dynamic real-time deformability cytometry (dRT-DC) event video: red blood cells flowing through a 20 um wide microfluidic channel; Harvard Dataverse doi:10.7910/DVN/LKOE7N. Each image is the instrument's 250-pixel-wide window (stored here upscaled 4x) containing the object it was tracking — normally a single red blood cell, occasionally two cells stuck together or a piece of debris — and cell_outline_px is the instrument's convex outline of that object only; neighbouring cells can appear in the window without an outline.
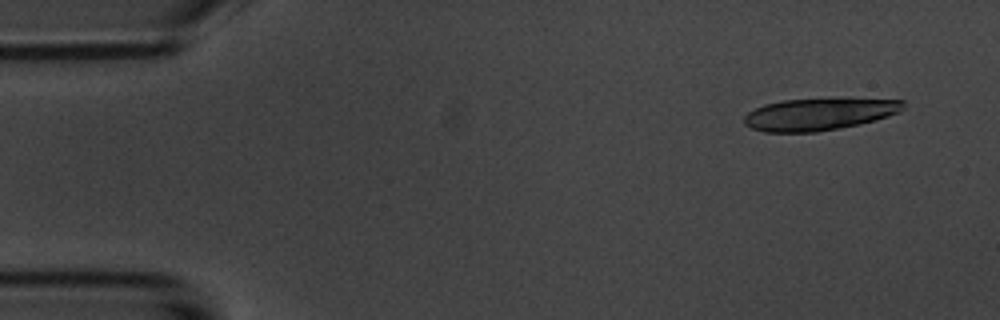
{"species": "common noctule bat (a hibernating species)", "species_latin": "Nyctalus noctula", "temperature_condition": "room temperature", "stored_images_in_passage": 6, "camera_frame_rate_fps": 3000, "um_per_image_px": 0.085, "animal": {"sex": "male", "body_mass_g": 20.1, "forearm_length_mm": 53.5}, "frame": {"image": 1, "passage_image": 2, "time_ms": 1.0, "image_size_px": [1000, 320], "cell_outline_px": [[904, 108], [900, 112], [876, 120], [860, 124], [840, 128], [816, 132], [764, 132], [752, 128], [744, 124], [744, 116], [748, 112], [764, 104], [784, 100], [904, 100]], "centroid_in_image_um": [69.58, 9.74], "position_along_channel_um": 15.4, "area_um2": 29.07}}
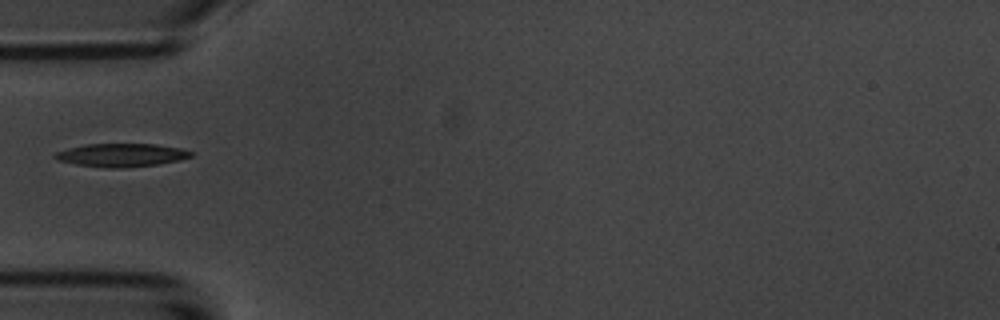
{"frame": {"image": 2, "passage_image": 6, "time_ms": 5.667, "image_size_px": [1000, 320], "cell_outline_px": [[196, 152], [192, 156], [180, 160], [156, 164], [120, 168], [108, 168], [76, 164], [60, 160], [52, 156], [56, 152], [68, 148], [84, 144], [156, 144], [180, 148]], "centroid_in_image_um": [10.35, 13.17], "position_along_channel_um": 74.6, "area_um2": 18.32}}